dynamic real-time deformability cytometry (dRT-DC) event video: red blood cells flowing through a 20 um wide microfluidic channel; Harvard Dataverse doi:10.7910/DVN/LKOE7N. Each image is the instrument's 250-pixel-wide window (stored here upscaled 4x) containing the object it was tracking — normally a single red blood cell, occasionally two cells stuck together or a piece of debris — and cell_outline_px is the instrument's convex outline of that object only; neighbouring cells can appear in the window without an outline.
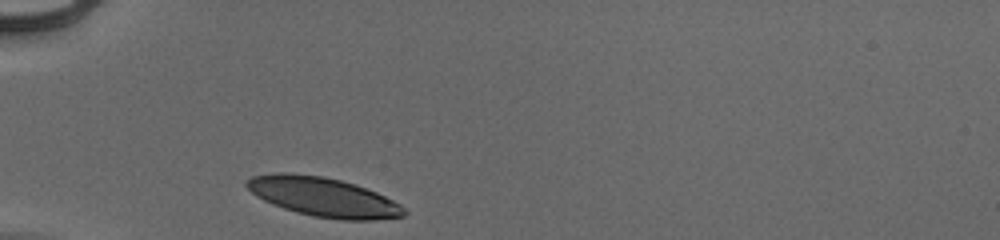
{"species": "human", "species_latin": "Homo sapiens", "temperature_condition": "cold", "stored_images_in_passage": 28, "camera_frame_rate_fps": 3000, "um_per_image_px": 0.085, "donor": {"sex": "male"}, "frame": {"image": 1, "passage_image": 1, "time_ms": 0.0, "image_size_px": [1000, 240], "cell_outline_px": [[408, 212], [404, 216], [372, 220], [340, 220], [312, 216], [296, 212], [272, 204], [256, 196], [244, 184], [244, 180], [252, 176], [280, 172], [288, 172], [324, 176], [356, 184], [376, 192], [400, 204]], "centroid_in_image_um": [27.46, 16.74], "position_along_channel_um": 57.5, "area_um2": 36.13}}
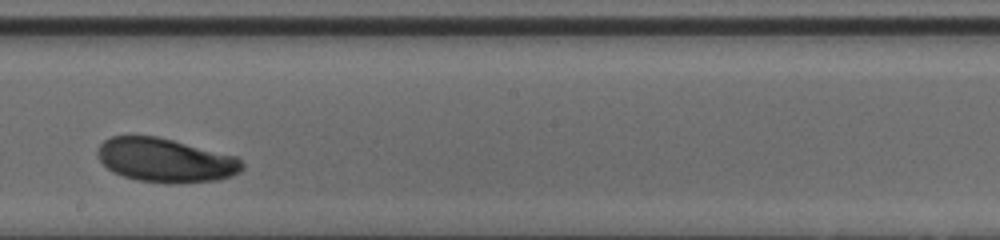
{"frame": {"image": 2, "passage_image": 16, "time_ms": 5.0, "image_size_px": [1000, 240], "cell_outline_px": [[244, 168], [240, 172], [232, 176], [216, 180], [176, 184], [168, 184], [136, 180], [112, 172], [100, 160], [96, 152], [100, 144], [104, 140], [112, 136], [156, 136], [236, 156], [244, 164]], "centroid_in_image_um": [14.06, 13.63], "position_along_channel_um": 234.1, "area_um2": 37.05}}
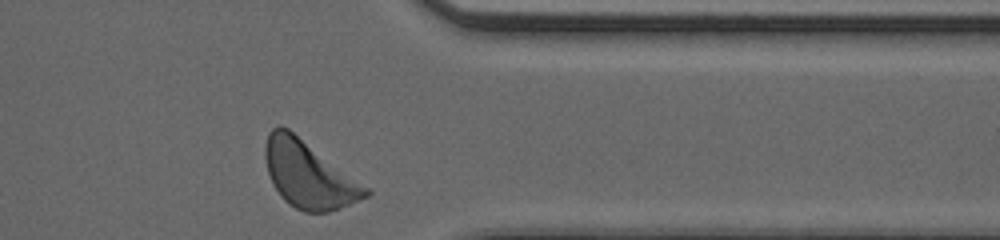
{"frame": {"image": 3, "passage_image": 28, "time_ms": 9.0, "image_size_px": [1000, 240], "cell_outline_px": [[372, 192], [368, 196], [340, 208], [328, 212], [304, 212], [288, 204], [280, 196], [272, 184], [268, 172], [264, 156], [264, 148], [268, 132], [272, 128], [280, 124], [288, 128], [372, 188]], "centroid_in_image_um": [26.26, 14.83], "position_along_channel_um": 385.1, "area_um2": 39.65}, "authors_computed_cell_mechanics": {"area_um2": 36.5585, "velocity_mm_per_s": 3.8788, "shape_relaxation_time_tau1_ms": 2.8393, "shape_relaxation_time_tau2_ms": null, "deformation_change_tau1": 0.1258, "deformation_change_tau2": null}}